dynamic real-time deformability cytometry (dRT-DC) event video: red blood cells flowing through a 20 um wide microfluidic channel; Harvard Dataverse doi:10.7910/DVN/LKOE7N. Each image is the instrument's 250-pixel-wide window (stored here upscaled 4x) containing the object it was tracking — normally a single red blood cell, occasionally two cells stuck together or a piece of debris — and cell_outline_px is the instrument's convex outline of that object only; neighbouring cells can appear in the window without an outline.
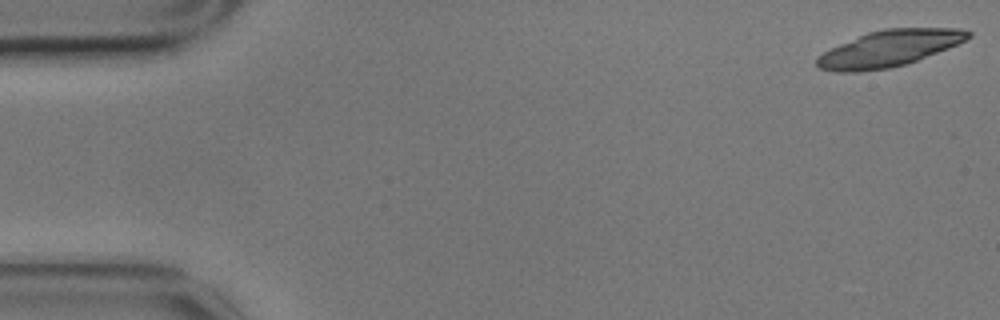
{"species": "common noctule bat (a hibernating species)", "species_latin": "Nyctalus noctula", "temperature_condition": "cold", "stored_images_in_passage": 19, "camera_frame_rate_fps": 3000, "um_per_image_px": 0.085, "animal": {"sex": "male", "body_mass_g": 17.9}, "frame": {"image": 1, "passage_image": 1, "time_ms": 0.0, "image_size_px": [1000, 320], "cell_outline_px": [[972, 36], [948, 48], [916, 60], [904, 64], [888, 68], [860, 72], [836, 72], [820, 68], [816, 64], [816, 60], [824, 52], [840, 44], [868, 32], [884, 28], [960, 28], [972, 32]], "centroid_in_image_um": [75.58, 4.11], "position_along_channel_um": 9.4, "area_um2": 31.5}}